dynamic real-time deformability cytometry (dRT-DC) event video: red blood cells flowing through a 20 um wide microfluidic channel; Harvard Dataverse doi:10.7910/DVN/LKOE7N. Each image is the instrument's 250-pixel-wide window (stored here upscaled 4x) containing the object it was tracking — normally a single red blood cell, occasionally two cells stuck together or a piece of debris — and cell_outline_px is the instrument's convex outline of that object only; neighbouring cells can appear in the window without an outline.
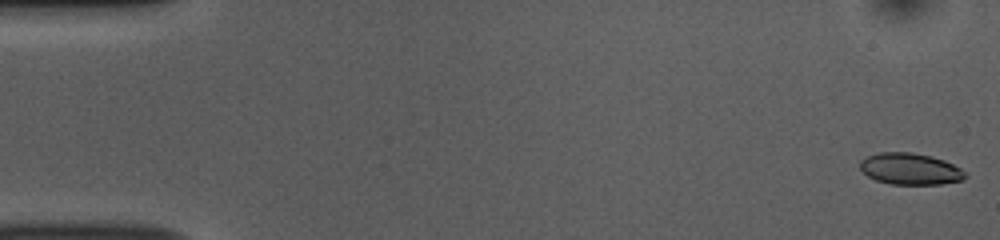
{"species": "common noctule bat (a hibernating species)", "species_latin": "Nyctalus noctula", "temperature_condition": "room temperature", "stored_images_in_passage": 53, "camera_frame_rate_fps": 3000, "um_per_image_px": 0.085, "animal": {"sex": "female", "body_mass_g": 10.0, "forearm_length_mm": 53.1}, "frame": {"image": 1, "passage_image": 1, "time_ms": 0.0, "image_size_px": [1000, 240], "cell_outline_px": [[968, 176], [964, 180], [940, 184], [892, 184], [876, 180], [868, 176], [860, 168], [860, 160], [868, 156], [880, 152], [912, 152], [932, 156], [944, 160], [960, 168]], "centroid_in_image_um": [77.38, 14.35], "position_along_channel_um": 7.6, "area_um2": 19.31}}
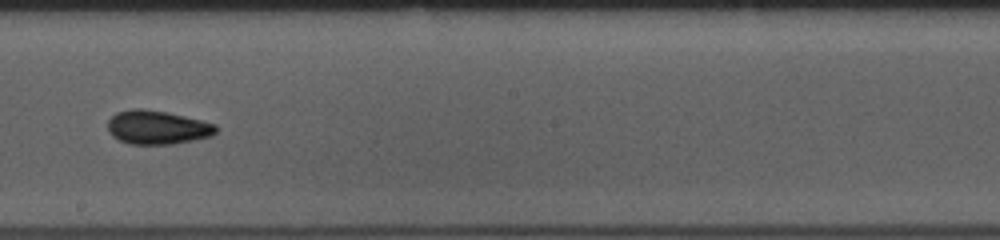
{"frame": {"image": 2, "passage_image": 30, "time_ms": 9.667, "image_size_px": [1000, 240], "cell_outline_px": [[216, 132], [212, 136], [172, 144], [128, 144], [112, 136], [108, 132], [108, 120], [116, 112], [132, 108], [140, 108], [168, 112], [216, 124]], "centroid_in_image_um": [13.34, 10.82], "position_along_channel_um": 234.9, "area_um2": 21.33}}
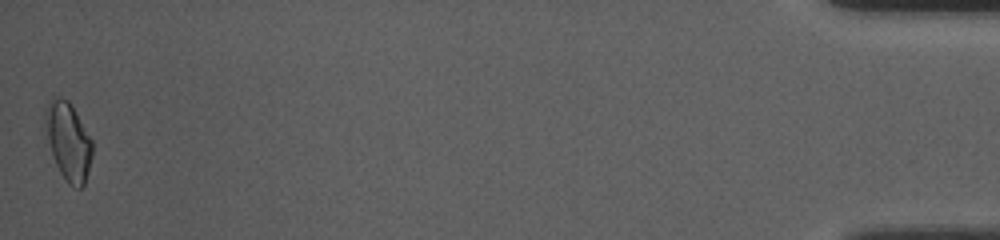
{"frame": {"image": 3, "passage_image": 53, "time_ms": 17.333, "image_size_px": [1000, 240], "cell_outline_px": [[92, 156], [88, 172], [84, 184], [80, 188], [72, 188], [68, 184], [60, 172], [56, 164], [48, 140], [44, 112], [44, 108], [52, 96], [60, 96], [68, 100], [92, 140]], "centroid_in_image_um": [5.8, 12.0], "position_along_channel_um": 429.4, "area_um2": 21.15}, "authors_computed_cell_mechanics": {"area_um2": 20.0566, "velocity_mm_per_s": 3.7591, "shape_relaxation_time_tau1_ms": 6.8382, "shape_relaxation_time_tau2_ms": 4.1229, "deformation_change_tau1": 0.1568, "deformation_change_tau2": 0.0945}}